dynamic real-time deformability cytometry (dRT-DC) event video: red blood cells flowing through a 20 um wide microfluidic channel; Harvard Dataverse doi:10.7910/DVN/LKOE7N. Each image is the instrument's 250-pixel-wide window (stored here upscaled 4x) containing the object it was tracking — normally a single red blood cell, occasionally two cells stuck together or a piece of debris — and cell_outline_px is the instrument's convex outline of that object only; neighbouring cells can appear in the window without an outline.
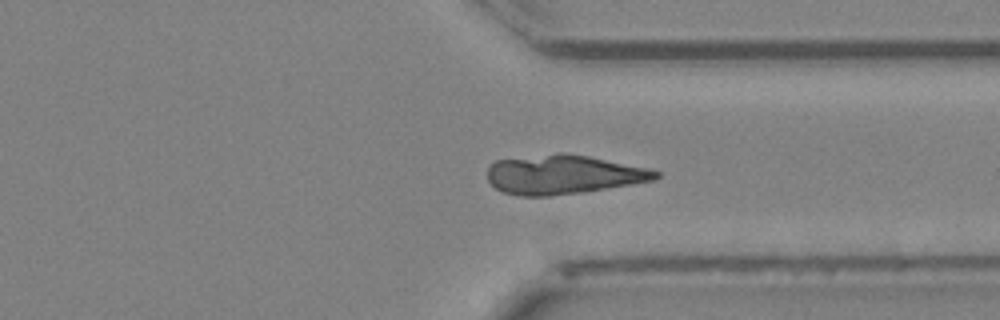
{"species": "Egyptian fruit bat (a non-hibernating species)", "species_latin": "Rousettus aegyptiacus", "temperature_condition": "cold", "stored_images_in_passage": 40, "segment_of_instrument_passage": [1, 2], "camera_frame_rate_fps": 3000, "um_per_image_px": 0.085, "animal": {"sex": "female"}, "frame": {"image": 1, "passage_image": 27, "time_ms": 8.667, "image_size_px": [1000, 320], "cell_outline_px": [[660, 176], [656, 180], [580, 192], [548, 196], [520, 196], [504, 192], [496, 188], [488, 180], [488, 168], [496, 160], [564, 152], [588, 156], [644, 168], [660, 172]], "centroid_in_image_um": [47.85, 14.84], "position_along_channel_um": 363.6, "area_um2": 37.8}}